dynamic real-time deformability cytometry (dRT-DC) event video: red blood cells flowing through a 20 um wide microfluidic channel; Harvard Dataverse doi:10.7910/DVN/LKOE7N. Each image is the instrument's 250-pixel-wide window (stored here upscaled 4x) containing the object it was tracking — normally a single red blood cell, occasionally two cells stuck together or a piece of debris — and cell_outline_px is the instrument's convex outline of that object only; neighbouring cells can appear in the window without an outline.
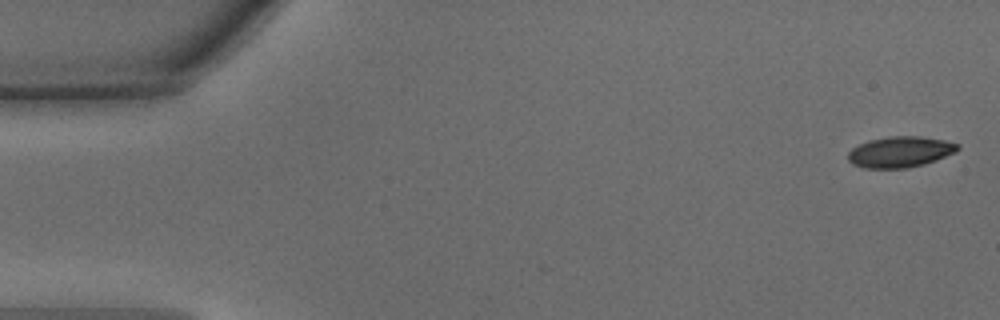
{"species": "common noctule bat (a hibernating species)", "species_latin": "Nyctalus noctula", "temperature_condition": "warm", "stored_images_in_passage": 14, "camera_frame_rate_fps": 3000, "um_per_image_px": 0.085, "animal": {"sex": "male", "body_mass_g": 15.6}, "frame": {"image": 1, "passage_image": 1, "time_ms": 0.0, "image_size_px": [1000, 320], "cell_outline_px": [[960, 148], [956, 152], [936, 160], [924, 164], [908, 168], [864, 168], [852, 164], [848, 160], [848, 152], [852, 148], [868, 140], [888, 136], [920, 136], [944, 140], [960, 144]], "centroid_in_image_um": [76.52, 12.91], "position_along_channel_um": 8.5, "area_um2": 19.88}}
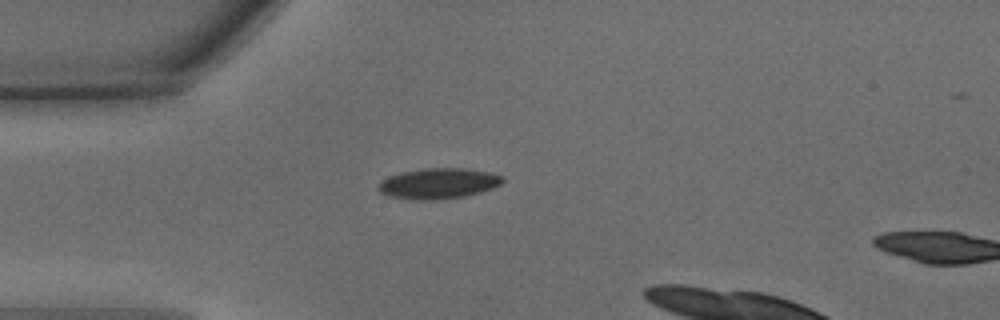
{"frame": {"image": 2, "passage_image": 12, "time_ms": 3.667, "image_size_px": [1000, 320], "cell_outline_px": [[504, 180], [500, 184], [492, 188], [480, 192], [464, 196], [436, 200], [416, 200], [392, 196], [380, 192], [376, 188], [388, 176], [400, 172], [424, 168], [464, 168], [488, 172], [500, 176]], "centroid_in_image_um": [37.25, 15.59], "position_along_channel_um": 47.8, "area_um2": 21.91}}